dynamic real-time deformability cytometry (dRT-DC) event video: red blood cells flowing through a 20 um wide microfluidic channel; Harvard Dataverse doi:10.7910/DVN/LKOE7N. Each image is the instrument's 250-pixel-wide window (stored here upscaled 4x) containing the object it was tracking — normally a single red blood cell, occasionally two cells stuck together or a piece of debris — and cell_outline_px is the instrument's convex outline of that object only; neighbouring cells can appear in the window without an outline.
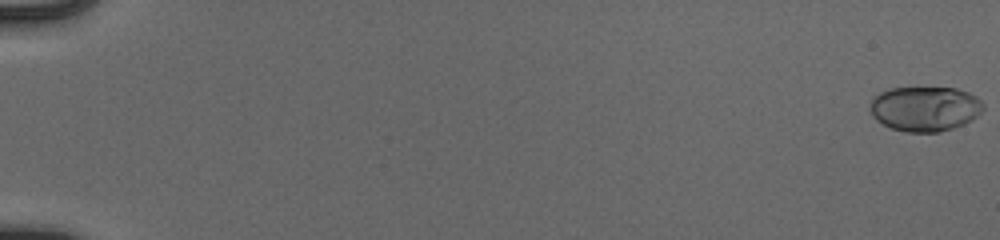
{"species": "human", "species_latin": "Homo sapiens", "temperature_condition": "cold", "stored_images_in_passage": 55, "camera_frame_rate_fps": 3000, "um_per_image_px": 0.085, "donor": {"sex": "male"}, "frame": {"image": 1, "passage_image": 1, "time_ms": 0.0, "image_size_px": [1000, 240], "cell_outline_px": [[984, 108], [972, 120], [964, 124], [940, 132], [904, 132], [892, 128], [876, 120], [872, 116], [872, 96], [888, 88], [956, 88], [968, 92], [976, 96], [984, 104]], "centroid_in_image_um": [78.63, 9.24], "position_along_channel_um": 6.4, "area_um2": 29.59}}
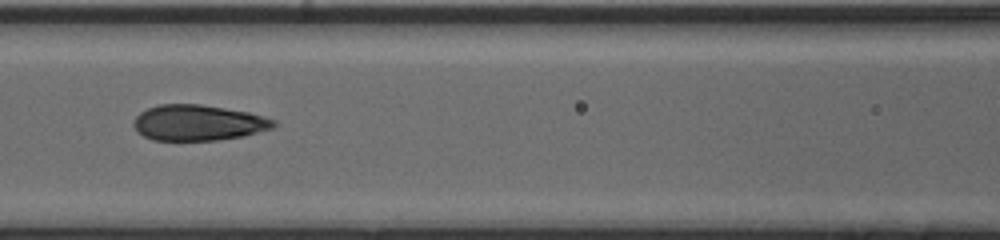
{"frame": {"image": 2, "passage_image": 28, "time_ms": 9.0, "image_size_px": [1000, 240], "cell_outline_px": [[276, 124], [272, 128], [244, 136], [216, 140], [152, 140], [136, 132], [132, 124], [132, 120], [140, 112], [148, 108], [160, 104], [200, 104], [248, 112], [264, 116], [276, 120]], "centroid_in_image_um": [16.81, 10.43], "position_along_channel_um": 149.8, "area_um2": 29.25}}
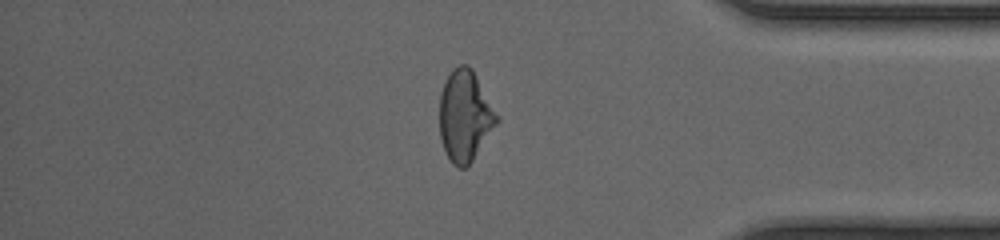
{"frame": {"image": 3, "passage_image": 48, "time_ms": 15.667, "image_size_px": [1000, 240], "cell_outline_px": [[500, 120], [472, 160], [464, 168], [460, 168], [452, 164], [444, 148], [440, 136], [440, 92], [448, 76], [460, 64], [468, 64], [472, 68], [500, 116]], "centroid_in_image_um": [39.55, 9.84], "position_along_channel_um": 395.7, "area_um2": 30.23}, "authors_computed_cell_mechanics": {"area_um2": 29.5936, "velocity_mm_per_s": 3.9582, "shape_relaxation_time_tau1_ms": 5.7107, "shape_relaxation_time_tau2_ms": 0.7327, "deformation_change_tau1": 0.2112, "deformation_change_tau2": 0.0561}}